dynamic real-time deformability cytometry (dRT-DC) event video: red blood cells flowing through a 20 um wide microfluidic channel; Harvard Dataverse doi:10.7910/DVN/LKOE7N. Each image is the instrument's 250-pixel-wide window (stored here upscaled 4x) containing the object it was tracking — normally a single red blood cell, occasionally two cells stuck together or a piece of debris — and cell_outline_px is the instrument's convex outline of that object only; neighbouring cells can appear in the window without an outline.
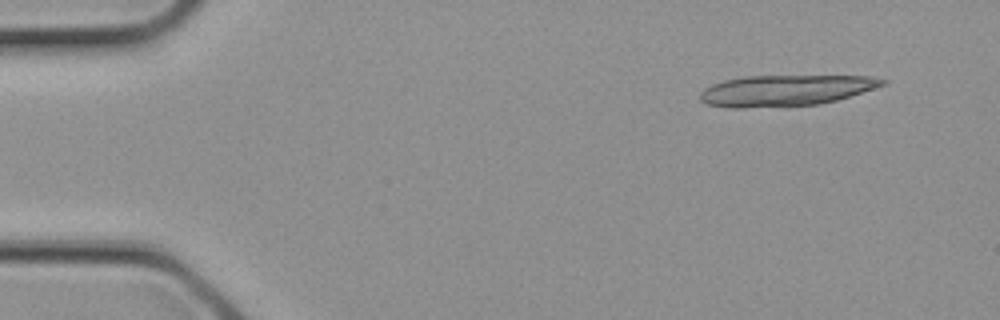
{"species": "common noctule bat (a hibernating species)", "species_latin": "Nyctalus noctula", "temperature_condition": "cold", "stored_images_in_passage": 3, "camera_frame_rate_fps": 3000, "um_per_image_px": 0.085, "animal": {"sex": "female", "body_mass_g": 21.9}, "frame": {"image": 1, "passage_image": 1, "time_ms": 0.0, "image_size_px": [1000, 320], "cell_outline_px": [[888, 84], [836, 100], [820, 104], [744, 108], [728, 108], [704, 104], [700, 100], [700, 92], [704, 88], [712, 84], [724, 80], [744, 76], [868, 76], [888, 80]], "centroid_in_image_um": [66.73, 7.69], "position_along_channel_um": 18.3, "area_um2": 33.06}}
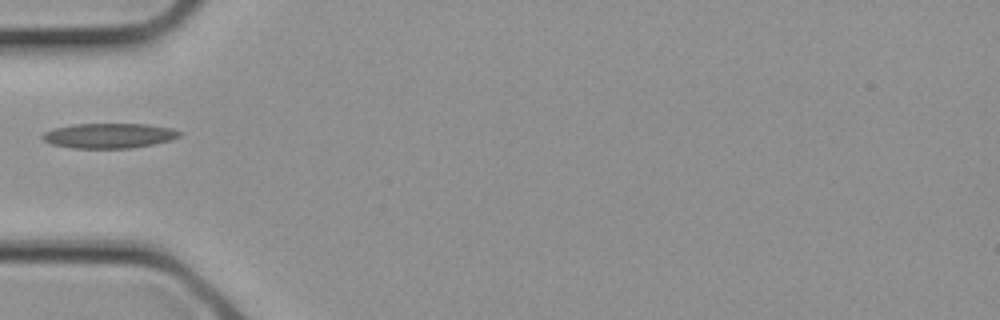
{"frame": {"image": 2, "passage_image": 3, "time_ms": 0.667, "image_size_px": [1000, 320], "cell_outline_px": [[184, 132], [180, 136], [172, 140], [132, 148], [72, 148], [52, 144], [44, 140], [40, 136], [44, 132], [56, 128], [72, 124], [148, 124], [172, 128]], "centroid_in_image_um": [9.31, 11.53], "position_along_channel_um": 75.7, "area_um2": 20.0}}